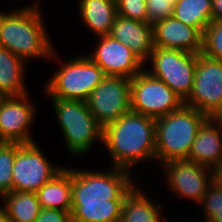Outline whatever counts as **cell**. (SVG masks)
<instances>
[{"mask_svg": "<svg viewBox=\"0 0 222 222\" xmlns=\"http://www.w3.org/2000/svg\"><path fill=\"white\" fill-rule=\"evenodd\" d=\"M72 169V222H120L126 195L134 188L128 170Z\"/></svg>", "mask_w": 222, "mask_h": 222, "instance_id": "cell-1", "label": "cell"}, {"mask_svg": "<svg viewBox=\"0 0 222 222\" xmlns=\"http://www.w3.org/2000/svg\"><path fill=\"white\" fill-rule=\"evenodd\" d=\"M144 194L134 187L126 195L120 222H166L167 217H160L161 206L149 200Z\"/></svg>", "mask_w": 222, "mask_h": 222, "instance_id": "cell-21", "label": "cell"}, {"mask_svg": "<svg viewBox=\"0 0 222 222\" xmlns=\"http://www.w3.org/2000/svg\"><path fill=\"white\" fill-rule=\"evenodd\" d=\"M67 150L84 155L94 140L102 142L103 127L96 121L86 101L51 98Z\"/></svg>", "mask_w": 222, "mask_h": 222, "instance_id": "cell-5", "label": "cell"}, {"mask_svg": "<svg viewBox=\"0 0 222 222\" xmlns=\"http://www.w3.org/2000/svg\"><path fill=\"white\" fill-rule=\"evenodd\" d=\"M41 208L72 211V169L63 168L37 192Z\"/></svg>", "mask_w": 222, "mask_h": 222, "instance_id": "cell-18", "label": "cell"}, {"mask_svg": "<svg viewBox=\"0 0 222 222\" xmlns=\"http://www.w3.org/2000/svg\"><path fill=\"white\" fill-rule=\"evenodd\" d=\"M62 169L46 159L36 142L16 143L12 168L13 191L36 193Z\"/></svg>", "mask_w": 222, "mask_h": 222, "instance_id": "cell-9", "label": "cell"}, {"mask_svg": "<svg viewBox=\"0 0 222 222\" xmlns=\"http://www.w3.org/2000/svg\"><path fill=\"white\" fill-rule=\"evenodd\" d=\"M117 14L135 21L148 23L145 0H116Z\"/></svg>", "mask_w": 222, "mask_h": 222, "instance_id": "cell-27", "label": "cell"}, {"mask_svg": "<svg viewBox=\"0 0 222 222\" xmlns=\"http://www.w3.org/2000/svg\"><path fill=\"white\" fill-rule=\"evenodd\" d=\"M34 222H72V216L63 210L42 208Z\"/></svg>", "mask_w": 222, "mask_h": 222, "instance_id": "cell-29", "label": "cell"}, {"mask_svg": "<svg viewBox=\"0 0 222 222\" xmlns=\"http://www.w3.org/2000/svg\"><path fill=\"white\" fill-rule=\"evenodd\" d=\"M93 56H88L106 76H122L132 79L144 68V63L123 43L110 35L98 36Z\"/></svg>", "mask_w": 222, "mask_h": 222, "instance_id": "cell-13", "label": "cell"}, {"mask_svg": "<svg viewBox=\"0 0 222 222\" xmlns=\"http://www.w3.org/2000/svg\"><path fill=\"white\" fill-rule=\"evenodd\" d=\"M197 53L153 47L151 52L152 76L167 84L183 101L193 89Z\"/></svg>", "mask_w": 222, "mask_h": 222, "instance_id": "cell-8", "label": "cell"}, {"mask_svg": "<svg viewBox=\"0 0 222 222\" xmlns=\"http://www.w3.org/2000/svg\"><path fill=\"white\" fill-rule=\"evenodd\" d=\"M83 22L95 36L109 35L117 15L116 0H80Z\"/></svg>", "mask_w": 222, "mask_h": 222, "instance_id": "cell-19", "label": "cell"}, {"mask_svg": "<svg viewBox=\"0 0 222 222\" xmlns=\"http://www.w3.org/2000/svg\"><path fill=\"white\" fill-rule=\"evenodd\" d=\"M203 55L222 60V20L211 21L203 33Z\"/></svg>", "mask_w": 222, "mask_h": 222, "instance_id": "cell-25", "label": "cell"}, {"mask_svg": "<svg viewBox=\"0 0 222 222\" xmlns=\"http://www.w3.org/2000/svg\"><path fill=\"white\" fill-rule=\"evenodd\" d=\"M203 34L171 16L153 25V45L191 53L202 52Z\"/></svg>", "mask_w": 222, "mask_h": 222, "instance_id": "cell-15", "label": "cell"}, {"mask_svg": "<svg viewBox=\"0 0 222 222\" xmlns=\"http://www.w3.org/2000/svg\"><path fill=\"white\" fill-rule=\"evenodd\" d=\"M212 21L222 20V0H212Z\"/></svg>", "mask_w": 222, "mask_h": 222, "instance_id": "cell-31", "label": "cell"}, {"mask_svg": "<svg viewBox=\"0 0 222 222\" xmlns=\"http://www.w3.org/2000/svg\"><path fill=\"white\" fill-rule=\"evenodd\" d=\"M16 156V142H0V198L13 191L12 168Z\"/></svg>", "mask_w": 222, "mask_h": 222, "instance_id": "cell-24", "label": "cell"}, {"mask_svg": "<svg viewBox=\"0 0 222 222\" xmlns=\"http://www.w3.org/2000/svg\"><path fill=\"white\" fill-rule=\"evenodd\" d=\"M162 165L168 185L178 198H192L200 203L211 184V168L188 160H172Z\"/></svg>", "mask_w": 222, "mask_h": 222, "instance_id": "cell-12", "label": "cell"}, {"mask_svg": "<svg viewBox=\"0 0 222 222\" xmlns=\"http://www.w3.org/2000/svg\"><path fill=\"white\" fill-rule=\"evenodd\" d=\"M38 7L35 2L13 12H0V47L7 48L26 62L29 57L54 58L55 51Z\"/></svg>", "mask_w": 222, "mask_h": 222, "instance_id": "cell-3", "label": "cell"}, {"mask_svg": "<svg viewBox=\"0 0 222 222\" xmlns=\"http://www.w3.org/2000/svg\"><path fill=\"white\" fill-rule=\"evenodd\" d=\"M62 67L45 84L50 98L87 101L92 90L106 77L88 56H78Z\"/></svg>", "mask_w": 222, "mask_h": 222, "instance_id": "cell-6", "label": "cell"}, {"mask_svg": "<svg viewBox=\"0 0 222 222\" xmlns=\"http://www.w3.org/2000/svg\"><path fill=\"white\" fill-rule=\"evenodd\" d=\"M211 183L222 190V165L211 169Z\"/></svg>", "mask_w": 222, "mask_h": 222, "instance_id": "cell-30", "label": "cell"}, {"mask_svg": "<svg viewBox=\"0 0 222 222\" xmlns=\"http://www.w3.org/2000/svg\"><path fill=\"white\" fill-rule=\"evenodd\" d=\"M188 161L214 168L222 165V128L208 118L198 130Z\"/></svg>", "mask_w": 222, "mask_h": 222, "instance_id": "cell-17", "label": "cell"}, {"mask_svg": "<svg viewBox=\"0 0 222 222\" xmlns=\"http://www.w3.org/2000/svg\"><path fill=\"white\" fill-rule=\"evenodd\" d=\"M209 117L195 108L180 109L155 119L156 161L188 160L198 130Z\"/></svg>", "mask_w": 222, "mask_h": 222, "instance_id": "cell-4", "label": "cell"}, {"mask_svg": "<svg viewBox=\"0 0 222 222\" xmlns=\"http://www.w3.org/2000/svg\"><path fill=\"white\" fill-rule=\"evenodd\" d=\"M222 103V60L198 54L193 89L184 105L210 117Z\"/></svg>", "mask_w": 222, "mask_h": 222, "instance_id": "cell-11", "label": "cell"}, {"mask_svg": "<svg viewBox=\"0 0 222 222\" xmlns=\"http://www.w3.org/2000/svg\"><path fill=\"white\" fill-rule=\"evenodd\" d=\"M0 222H11L3 207H0Z\"/></svg>", "mask_w": 222, "mask_h": 222, "instance_id": "cell-33", "label": "cell"}, {"mask_svg": "<svg viewBox=\"0 0 222 222\" xmlns=\"http://www.w3.org/2000/svg\"><path fill=\"white\" fill-rule=\"evenodd\" d=\"M115 40L129 47L145 64L153 50V25L116 15L109 33ZM148 59V60H147Z\"/></svg>", "mask_w": 222, "mask_h": 222, "instance_id": "cell-16", "label": "cell"}, {"mask_svg": "<svg viewBox=\"0 0 222 222\" xmlns=\"http://www.w3.org/2000/svg\"><path fill=\"white\" fill-rule=\"evenodd\" d=\"M102 143L116 168L130 171L137 162L156 160L155 118L130 110L103 127Z\"/></svg>", "mask_w": 222, "mask_h": 222, "instance_id": "cell-2", "label": "cell"}, {"mask_svg": "<svg viewBox=\"0 0 222 222\" xmlns=\"http://www.w3.org/2000/svg\"><path fill=\"white\" fill-rule=\"evenodd\" d=\"M1 197L11 222H34L42 209L34 192L12 191Z\"/></svg>", "mask_w": 222, "mask_h": 222, "instance_id": "cell-22", "label": "cell"}, {"mask_svg": "<svg viewBox=\"0 0 222 222\" xmlns=\"http://www.w3.org/2000/svg\"><path fill=\"white\" fill-rule=\"evenodd\" d=\"M27 97V94L4 97L0 104V142H35L28 131L34 121L35 108Z\"/></svg>", "mask_w": 222, "mask_h": 222, "instance_id": "cell-14", "label": "cell"}, {"mask_svg": "<svg viewBox=\"0 0 222 222\" xmlns=\"http://www.w3.org/2000/svg\"><path fill=\"white\" fill-rule=\"evenodd\" d=\"M4 97H5V96H3L2 94H0V104L2 103Z\"/></svg>", "mask_w": 222, "mask_h": 222, "instance_id": "cell-34", "label": "cell"}, {"mask_svg": "<svg viewBox=\"0 0 222 222\" xmlns=\"http://www.w3.org/2000/svg\"><path fill=\"white\" fill-rule=\"evenodd\" d=\"M148 14V23L154 25L168 17L173 16L174 0H145Z\"/></svg>", "mask_w": 222, "mask_h": 222, "instance_id": "cell-28", "label": "cell"}, {"mask_svg": "<svg viewBox=\"0 0 222 222\" xmlns=\"http://www.w3.org/2000/svg\"><path fill=\"white\" fill-rule=\"evenodd\" d=\"M199 204L204 209V222H222V190L211 183Z\"/></svg>", "mask_w": 222, "mask_h": 222, "instance_id": "cell-26", "label": "cell"}, {"mask_svg": "<svg viewBox=\"0 0 222 222\" xmlns=\"http://www.w3.org/2000/svg\"><path fill=\"white\" fill-rule=\"evenodd\" d=\"M130 101L131 111L155 119L184 105L180 96L145 69L131 79Z\"/></svg>", "mask_w": 222, "mask_h": 222, "instance_id": "cell-7", "label": "cell"}, {"mask_svg": "<svg viewBox=\"0 0 222 222\" xmlns=\"http://www.w3.org/2000/svg\"><path fill=\"white\" fill-rule=\"evenodd\" d=\"M209 118L222 128V103Z\"/></svg>", "mask_w": 222, "mask_h": 222, "instance_id": "cell-32", "label": "cell"}, {"mask_svg": "<svg viewBox=\"0 0 222 222\" xmlns=\"http://www.w3.org/2000/svg\"><path fill=\"white\" fill-rule=\"evenodd\" d=\"M131 79L106 76L86 101L92 115L102 126L117 121L131 110Z\"/></svg>", "mask_w": 222, "mask_h": 222, "instance_id": "cell-10", "label": "cell"}, {"mask_svg": "<svg viewBox=\"0 0 222 222\" xmlns=\"http://www.w3.org/2000/svg\"><path fill=\"white\" fill-rule=\"evenodd\" d=\"M211 5L212 0H177L173 17L203 34L212 21Z\"/></svg>", "mask_w": 222, "mask_h": 222, "instance_id": "cell-23", "label": "cell"}, {"mask_svg": "<svg viewBox=\"0 0 222 222\" xmlns=\"http://www.w3.org/2000/svg\"><path fill=\"white\" fill-rule=\"evenodd\" d=\"M25 61L7 48L0 47V94L21 96L27 92L24 81Z\"/></svg>", "mask_w": 222, "mask_h": 222, "instance_id": "cell-20", "label": "cell"}]
</instances>
